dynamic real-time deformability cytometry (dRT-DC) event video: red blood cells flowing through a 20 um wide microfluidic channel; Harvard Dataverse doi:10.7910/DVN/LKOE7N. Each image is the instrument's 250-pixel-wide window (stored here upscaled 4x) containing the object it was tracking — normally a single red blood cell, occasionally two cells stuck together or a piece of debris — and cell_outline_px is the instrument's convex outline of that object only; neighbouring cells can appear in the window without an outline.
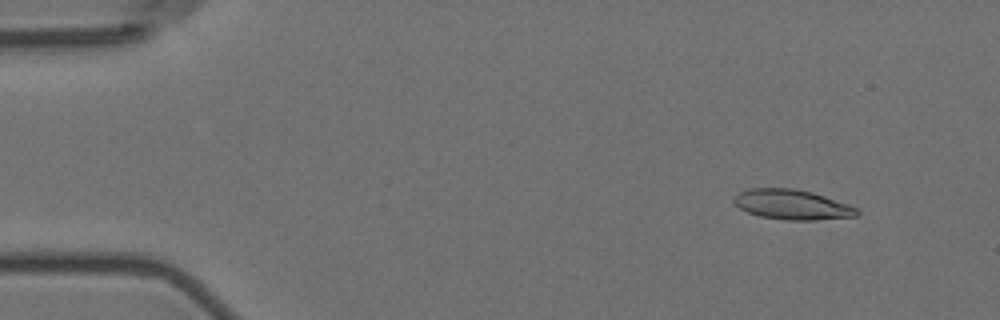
{"species": "Egyptian fruit bat (a non-hibernating species)", "species_latin": "Rousettus aegyptiacus", "temperature_condition": "room temperature", "stored_images_in_passage": 15, "camera_frame_rate_fps": 3000, "um_per_image_px": 0.085, "animal": {"sex": "female"}, "frame": {"image": 1, "passage_image": 2, "time_ms": 1.333, "image_size_px": [1000, 320], "cell_outline_px": [[860, 212], [856, 216], [812, 220], [784, 220], [760, 216], [748, 212], [740, 208], [732, 200], [732, 196], [748, 188], [796, 188], [812, 192], [848, 204], [856, 208]], "centroid_in_image_um": [67.29, 17.38], "position_along_channel_um": 17.7, "area_um2": 21.44}}
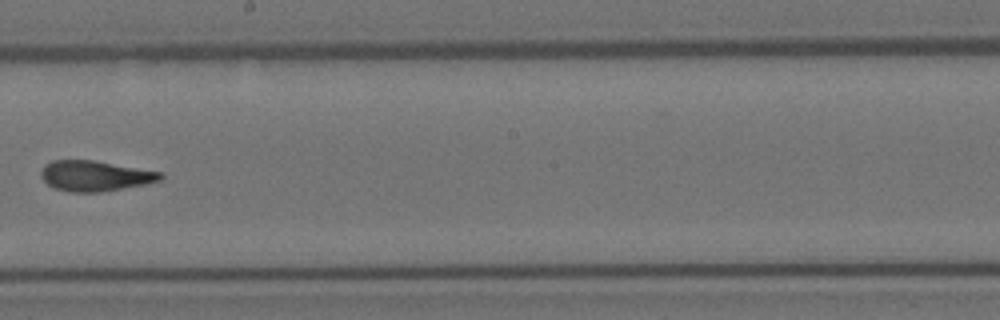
{"frame": {"image": 2, "passage_image": 9, "time_ms": 10.333, "image_size_px": [1000, 320], "cell_outline_px": [[164, 176], [160, 180], [144, 184], [100, 192], [68, 192], [56, 188], [48, 184], [40, 176], [40, 172], [44, 164], [52, 160], [92, 160], [164, 172]], "centroid_in_image_um": [8.07, 14.94], "position_along_channel_um": 240.1, "area_um2": 21.15}}
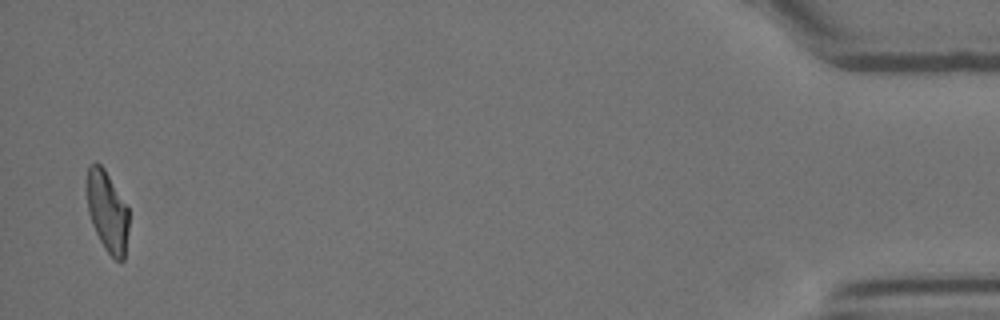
{"frame": {"image": 3, "passage_image": 15, "time_ms": 18.0, "image_size_px": [1000, 320], "cell_outline_px": [[128, 232], [124, 260], [120, 264], [104, 248], [92, 224], [88, 212], [84, 184], [88, 168], [96, 160], [104, 168], [128, 208]], "centroid_in_image_um": [9.09, 17.95], "position_along_channel_um": 426.1, "area_um2": 20.11}, "authors_computed_cell_mechanics": {"area_um2": 21.4438, "velocity_mm_per_s": 3.5812, "shape_relaxation_time_tau1_ms": null, "shape_relaxation_time_tau2_ms": 2.1816, "deformation_change_tau1": null, "deformation_change_tau2": 0.1093}}